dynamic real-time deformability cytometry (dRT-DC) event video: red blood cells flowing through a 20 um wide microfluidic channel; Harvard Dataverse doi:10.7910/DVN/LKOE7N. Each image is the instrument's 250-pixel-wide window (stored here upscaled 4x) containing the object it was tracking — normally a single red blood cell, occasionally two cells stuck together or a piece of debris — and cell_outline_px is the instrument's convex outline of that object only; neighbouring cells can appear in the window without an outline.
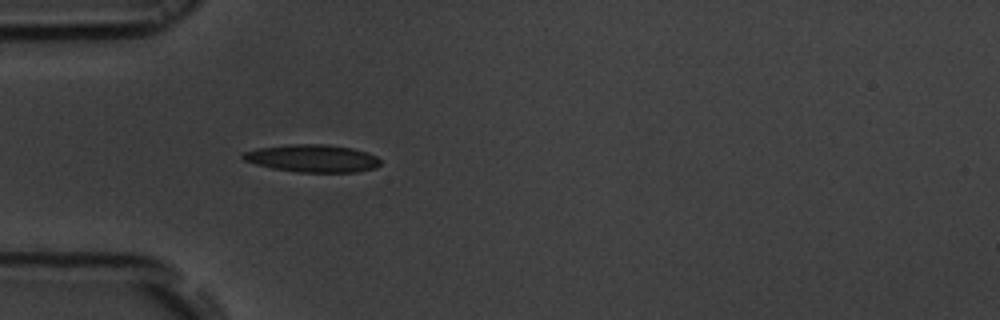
{"species": "common noctule bat (a hibernating species)", "species_latin": "Nyctalus noctula", "temperature_condition": "room temperature", "stored_images_in_passage": 38, "camera_frame_rate_fps": 3000, "um_per_image_px": 0.085, "animal": {"sex": "male", "body_mass_g": 19.5, "forearm_length_mm": 54.6}, "frame": {"image": 1, "passage_image": 1, "time_ms": 0.0, "image_size_px": [1000, 320], "cell_outline_px": [[380, 164], [376, 168], [356, 172], [300, 172], [272, 168], [256, 164], [244, 160], [240, 156], [244, 152], [256, 148], [288, 144], [324, 144], [352, 148], [368, 152], [376, 156], [380, 160]], "centroid_in_image_um": [26.56, 13.45], "position_along_channel_um": 58.4, "area_um2": 22.14}}
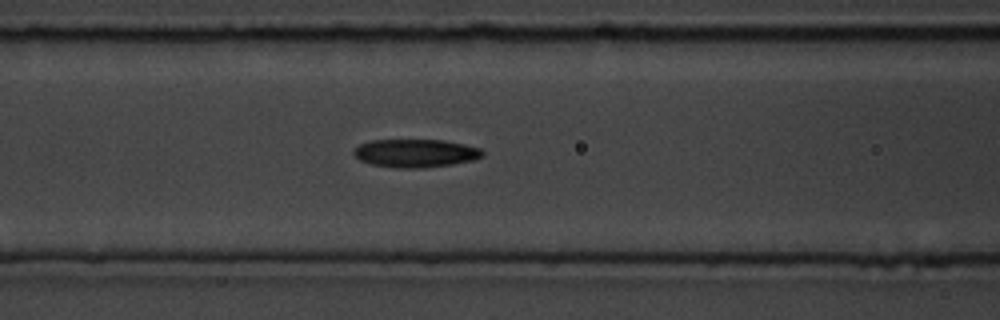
{"frame": {"image": 2, "passage_image": 7, "time_ms": 2.0, "image_size_px": [1000, 320], "cell_outline_px": [[484, 156], [472, 160], [452, 164], [424, 168], [396, 168], [372, 164], [360, 160], [352, 152], [360, 144], [372, 140], [444, 140], [464, 144], [480, 148], [484, 152]], "centroid_in_image_um": [35.34, 13.02], "position_along_channel_um": 131.3, "area_um2": 21.1}}
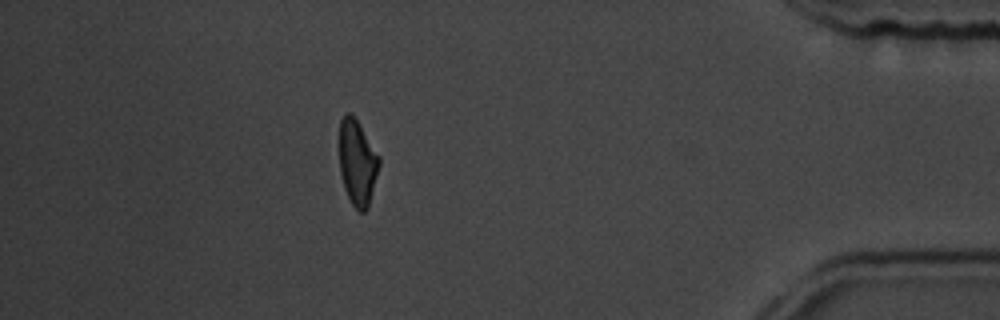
{"frame": {"image": 3, "passage_image": 32, "time_ms": 10.333, "image_size_px": [1000, 320], "cell_outline_px": [[380, 164], [368, 208], [364, 212], [360, 212], [352, 204], [344, 188], [340, 172], [340, 120], [344, 112], [352, 112], [380, 156]], "centroid_in_image_um": [30.38, 13.78], "position_along_channel_um": 404.8, "area_um2": 19.94}, "authors_computed_cell_mechanics": {"area_um2": 20.808, "velocity_mm_per_s": 3.8468, "shape_relaxation_time_tau1_ms": 7.3058, "shape_relaxation_time_tau2_ms": 4.8314, "deformation_change_tau1": 0.1827, "deformation_change_tau2": 0.15}}